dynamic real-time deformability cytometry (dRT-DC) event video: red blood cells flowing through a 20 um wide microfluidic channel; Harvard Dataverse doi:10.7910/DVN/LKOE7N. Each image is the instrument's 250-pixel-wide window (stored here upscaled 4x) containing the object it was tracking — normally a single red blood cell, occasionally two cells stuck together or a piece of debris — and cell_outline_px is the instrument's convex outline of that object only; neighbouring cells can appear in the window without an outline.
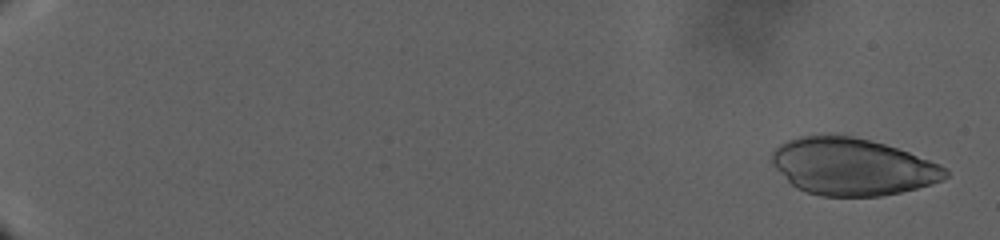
{"species": "human", "species_latin": "Homo sapiens", "temperature_condition": "warm", "stored_images_in_passage": 101, "camera_frame_rate_fps": 3000, "um_per_image_px": 0.085, "donor": {"sex": "male"}, "frame": {"image": 1, "passage_image": 4, "time_ms": 1.333, "image_size_px": [1000, 240], "cell_outline_px": [[948, 176], [932, 184], [900, 192], [880, 196], [820, 196], [804, 192], [796, 188], [768, 160], [772, 152], [780, 144], [788, 140], [800, 136], [824, 132], [836, 132], [884, 144], [908, 152], [940, 164], [948, 168]], "centroid_in_image_um": [72.4, 14.14], "position_along_channel_um": 12.6, "area_um2": 58.32}}
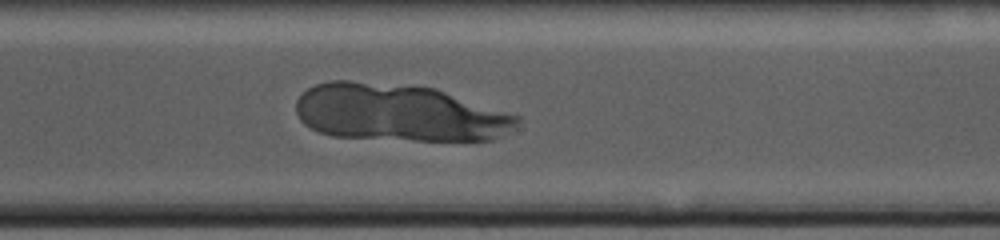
{"frame": {"image": 2, "passage_image": 85, "time_ms": 34.667, "image_size_px": [1000, 240], "cell_outline_px": [[524, 120], [512, 132], [492, 140], [416, 140], [332, 136], [320, 132], [304, 124], [300, 120], [296, 112], [296, 100], [308, 88], [316, 84], [328, 80], [348, 80], [436, 88], [520, 116]], "centroid_in_image_um": [33.96, 9.59], "position_along_channel_um": 336.6, "area_um2": 73.98}}
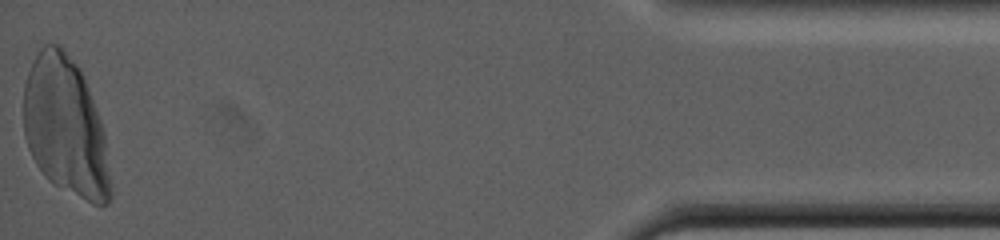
{"frame": {"image": 3, "passage_image": 101, "time_ms": 44.333, "image_size_px": [1000, 240], "cell_outline_px": [[112, 196], [108, 204], [92, 204], [52, 184], [48, 180], [36, 164], [28, 148], [24, 136], [24, 84], [28, 72], [40, 48], [44, 44], [60, 44], [80, 68], [96, 108], [104, 132], [112, 184]], "centroid_in_image_um": [5.58, 10.81], "position_along_channel_um": 429.6, "area_um2": 70.52}}